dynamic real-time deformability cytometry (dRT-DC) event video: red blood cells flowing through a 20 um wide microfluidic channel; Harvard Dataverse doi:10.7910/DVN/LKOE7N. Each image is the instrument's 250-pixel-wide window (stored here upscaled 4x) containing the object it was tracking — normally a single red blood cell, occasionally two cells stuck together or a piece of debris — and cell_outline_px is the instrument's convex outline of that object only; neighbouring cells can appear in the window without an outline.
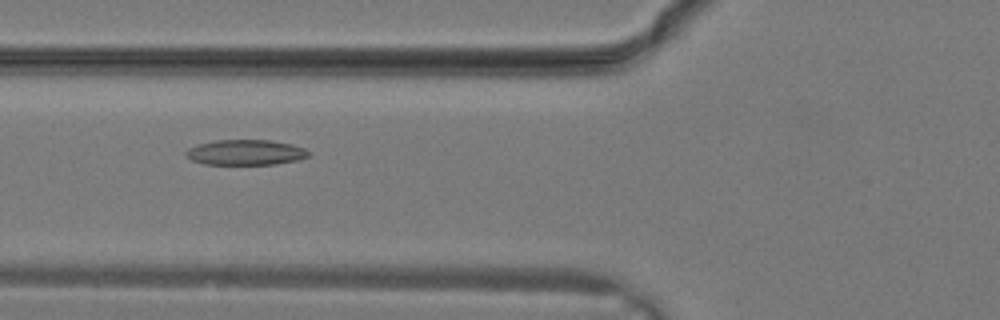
{"species": "common noctule bat (a hibernating species)", "species_latin": "Nyctalus noctula", "temperature_condition": "warm", "stored_images_in_passage": 22, "camera_frame_rate_fps": 3000, "um_per_image_px": 0.085, "animal": {"sex": "male", "body_mass_g": 19.2, "forearm_length_mm": 51.8}, "frame": {"image": 1, "passage_image": 4, "time_ms": 1.0, "image_size_px": [1000, 320], "cell_outline_px": [[308, 156], [300, 160], [276, 164], [204, 164], [192, 160], [184, 156], [184, 152], [188, 148], [200, 144], [216, 140], [268, 140], [292, 144], [304, 148], [308, 152]], "centroid_in_image_um": [20.86, 12.96], "position_along_channel_um": 104.9, "area_um2": 18.09}}
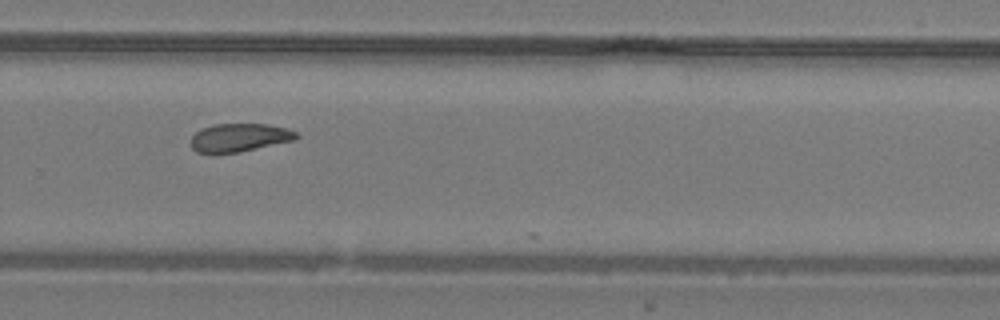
{"frame": {"image": 2, "passage_image": 13, "time_ms": 4.0, "image_size_px": [1000, 320], "cell_outline_px": [[300, 136], [292, 140], [240, 152], [196, 152], [192, 148], [192, 136], [200, 128], [212, 124], [268, 124], [288, 128], [296, 132]], "centroid_in_image_um": [20.35, 11.67], "position_along_channel_um": 309.4, "area_um2": 17.17}}
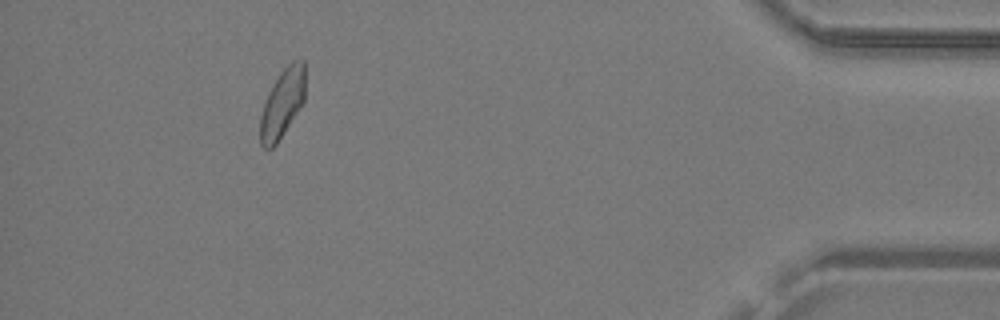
{"frame": {"image": 3, "passage_image": 20, "time_ms": 6.333, "image_size_px": [1000, 320], "cell_outline_px": [[304, 104], [276, 144], [272, 148], [264, 148], [260, 144], [260, 116], [268, 92], [272, 84], [280, 72], [292, 60], [304, 60]], "centroid_in_image_um": [24.0, 8.79], "position_along_channel_um": 411.2, "area_um2": 18.09}}